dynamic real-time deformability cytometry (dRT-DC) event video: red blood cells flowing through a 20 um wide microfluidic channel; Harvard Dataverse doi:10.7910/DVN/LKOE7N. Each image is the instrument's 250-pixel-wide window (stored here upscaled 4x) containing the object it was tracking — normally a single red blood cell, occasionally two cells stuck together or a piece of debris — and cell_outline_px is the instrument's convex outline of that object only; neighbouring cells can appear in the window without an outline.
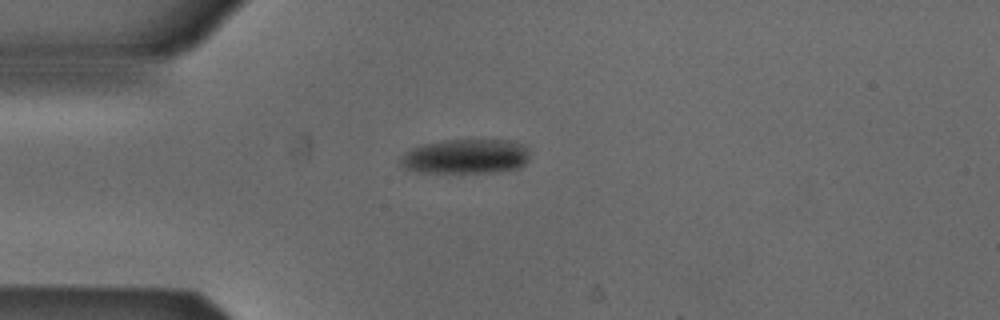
{"species": "Egyptian fruit bat (a non-hibernating species)", "species_latin": "Rousettus aegyptiacus", "temperature_condition": "cold", "stored_images_in_passage": 40, "camera_frame_rate_fps": 3000, "um_per_image_px": 0.085, "animal": {"sex": "male"}, "frame": {"image": 1, "passage_image": 1, "time_ms": 0.0, "image_size_px": [1000, 320], "cell_outline_px": [[528, 160], [520, 168], [496, 172], [420, 172], [404, 168], [400, 164], [400, 156], [404, 152], [412, 148], [424, 144], [444, 140], [508, 140], [524, 144], [528, 148]], "centroid_in_image_um": [39.59, 13.29], "position_along_channel_um": 45.4, "area_um2": 26.18}}
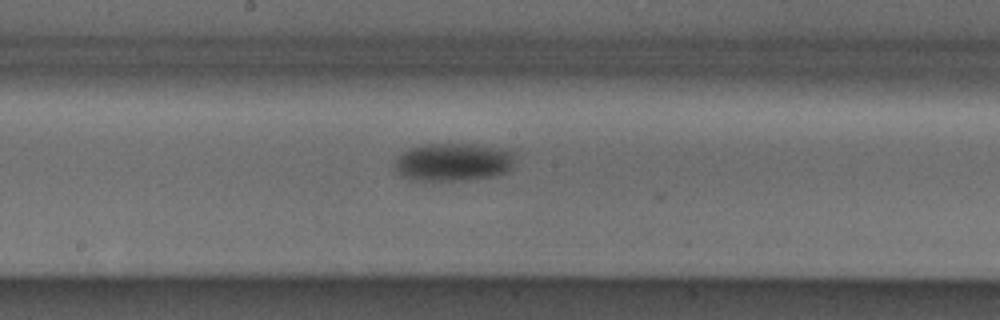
{"frame": {"image": 2, "passage_image": 15, "time_ms": 4.667, "image_size_px": [1000, 320], "cell_outline_px": [[512, 168], [504, 172], [492, 176], [464, 180], [412, 180], [400, 176], [392, 164], [396, 156], [408, 148], [424, 144], [476, 144], [508, 148], [512, 152]], "centroid_in_image_um": [38.46, 13.76], "position_along_channel_um": 209.7, "area_um2": 26.93}}
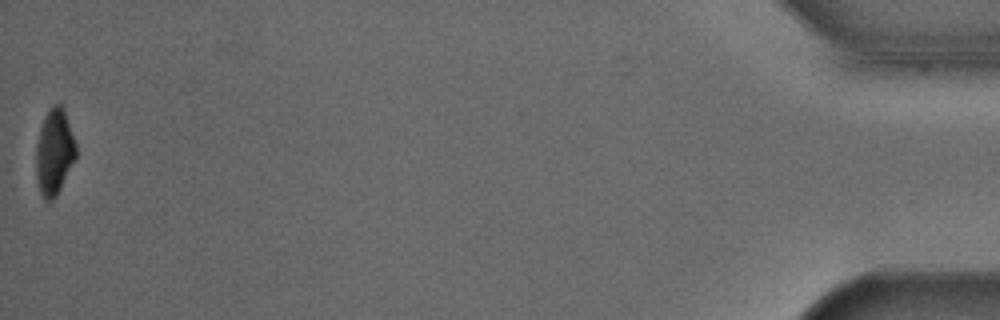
{"frame": {"image": 3, "passage_image": 40, "time_ms": 13.0, "image_size_px": [1000, 320], "cell_outline_px": [[76, 156], [56, 196], [48, 204], [44, 200], [40, 192], [36, 180], [36, 144], [40, 128], [44, 116], [52, 104], [60, 104], [64, 112], [76, 144]], "centroid_in_image_um": [4.58, 12.95], "position_along_channel_um": 430.6, "area_um2": 19.83}, "authors_computed_cell_mechanics": {"area_um2": 26.3279, "velocity_mm_per_s": 3.8855, "shape_relaxation_time_tau1_ms": 2.4386, "shape_relaxation_time_tau2_ms": null, "deformation_change_tau1": 0.0964, "deformation_change_tau2": null}}